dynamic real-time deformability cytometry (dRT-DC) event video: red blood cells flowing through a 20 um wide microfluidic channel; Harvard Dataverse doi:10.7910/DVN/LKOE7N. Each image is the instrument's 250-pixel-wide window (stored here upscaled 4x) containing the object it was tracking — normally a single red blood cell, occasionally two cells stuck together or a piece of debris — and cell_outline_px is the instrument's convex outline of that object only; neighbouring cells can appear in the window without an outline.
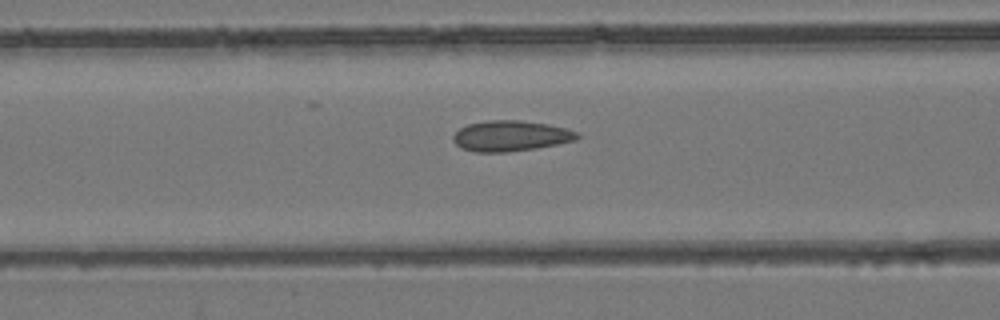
{"species": "common noctule bat (a hibernating species)", "species_latin": "Nyctalus noctula", "temperature_condition": "room temperature", "stored_images_in_passage": 54, "camera_frame_rate_fps": 3000, "um_per_image_px": 0.085, "animal": {"sex": "female", "body_mass_g": 24.6, "forearm_length_mm": 56.2}, "frame": {"image": 1, "passage_image": 23, "time_ms": 7.333, "image_size_px": [1000, 320], "cell_outline_px": [[584, 136], [576, 140], [536, 148], [508, 152], [476, 152], [460, 148], [452, 140], [452, 136], [460, 128], [468, 124], [488, 120], [520, 120], [548, 124], [580, 132]], "centroid_in_image_um": [43.43, 11.55], "position_along_channel_um": 123.2, "area_um2": 22.31}}
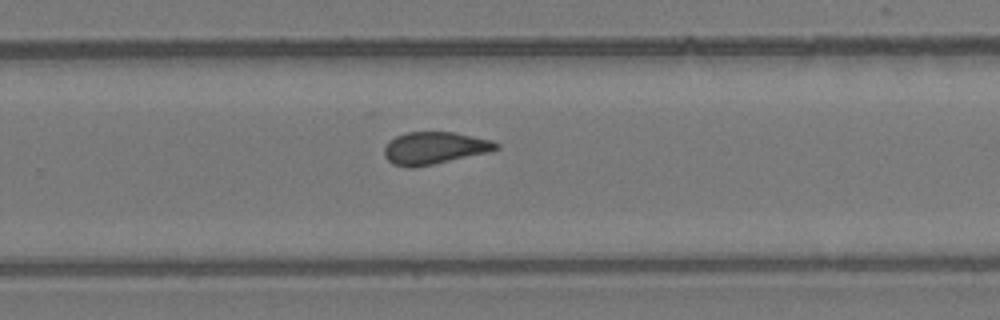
{"frame": {"image": 2, "passage_image": 36, "time_ms": 11.667, "image_size_px": [1000, 320], "cell_outline_px": [[500, 148], [488, 152], [432, 164], [412, 168], [408, 168], [392, 164], [384, 156], [384, 148], [388, 140], [396, 136], [408, 132], [456, 132], [492, 140], [500, 144]], "centroid_in_image_um": [36.91, 12.57], "position_along_channel_um": 292.9, "area_um2": 21.1}}
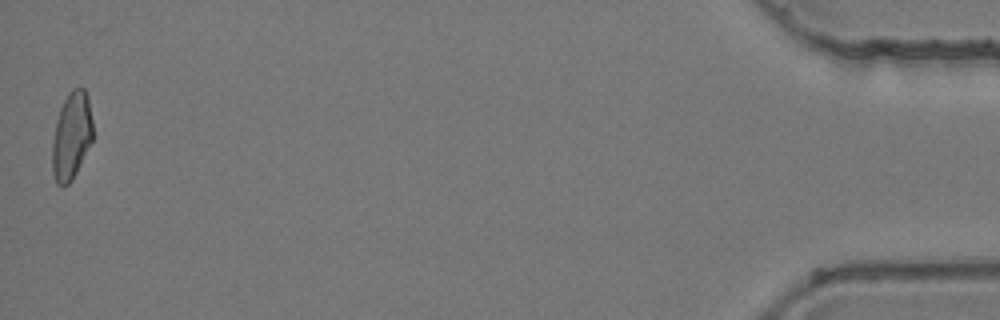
{"frame": {"image": 3, "passage_image": 54, "time_ms": 17.667, "image_size_px": [1000, 320], "cell_outline_px": [[92, 140], [72, 180], [68, 184], [56, 184], [52, 172], [52, 140], [56, 120], [60, 108], [68, 92], [72, 88], [84, 88], [88, 96], [92, 120]], "centroid_in_image_um": [6.06, 11.52], "position_along_channel_um": 429.1, "area_um2": 20.63}, "authors_computed_cell_mechanics": {"area_um2": 21.6172, "velocity_mm_per_s": 3.9255, "shape_relaxation_time_tau1_ms": null, "shape_relaxation_time_tau2_ms": 1.4285, "deformation_change_tau1": null, "deformation_change_tau2": 0.0674}}